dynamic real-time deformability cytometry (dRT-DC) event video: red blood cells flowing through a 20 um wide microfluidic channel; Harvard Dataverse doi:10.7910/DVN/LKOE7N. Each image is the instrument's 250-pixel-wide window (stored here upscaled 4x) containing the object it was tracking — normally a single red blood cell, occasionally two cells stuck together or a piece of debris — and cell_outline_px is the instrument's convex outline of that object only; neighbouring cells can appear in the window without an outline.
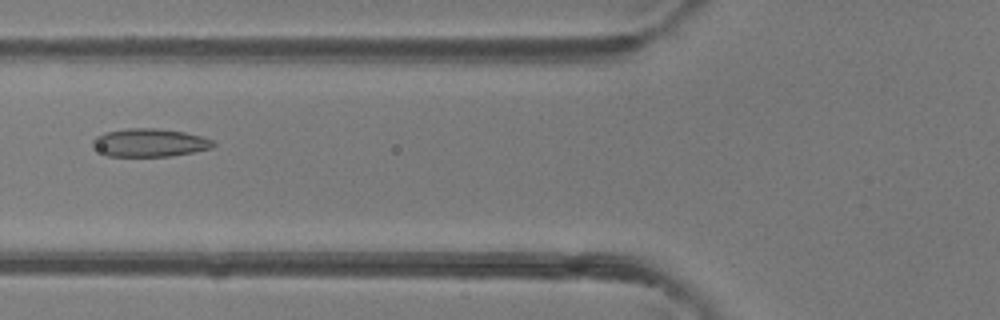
{"species": "common noctule bat (a hibernating species)", "species_latin": "Nyctalus noctula", "temperature_condition": "room temperature", "stored_images_in_passage": 48, "camera_frame_rate_fps": 3000, "um_per_image_px": 0.085, "animal": {"sex": "female"}, "frame": {"image": 1, "passage_image": 19, "time_ms": 6.0, "image_size_px": [1000, 320], "cell_outline_px": [[216, 144], [212, 148], [172, 156], [108, 156], [92, 148], [92, 140], [96, 136], [104, 132], [128, 128], [156, 128], [184, 132], [216, 140]], "centroid_in_image_um": [12.7, 12.12], "position_along_channel_um": 113.1, "area_um2": 19.94}}
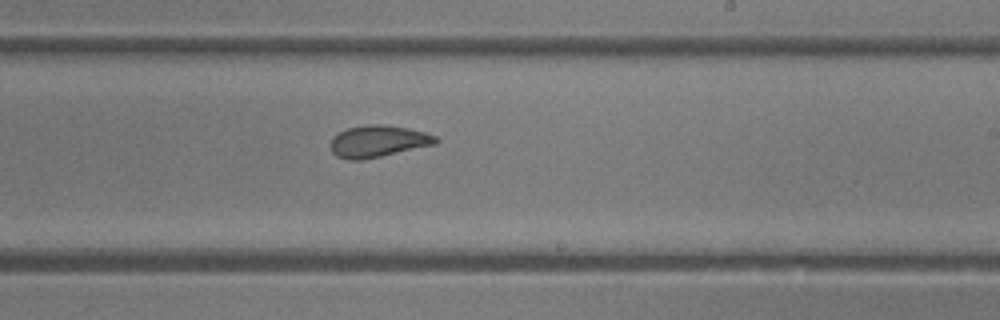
{"frame": {"image": 2, "passage_image": 29, "time_ms": 9.333, "image_size_px": [1000, 320], "cell_outline_px": [[440, 140], [436, 144], [380, 156], [360, 160], [348, 160], [336, 156], [332, 152], [328, 144], [332, 136], [348, 128], [368, 124], [380, 124], [408, 128], [424, 132], [436, 136]], "centroid_in_image_um": [32.1, 12.01], "position_along_channel_um": 256.9, "area_um2": 19.54}}
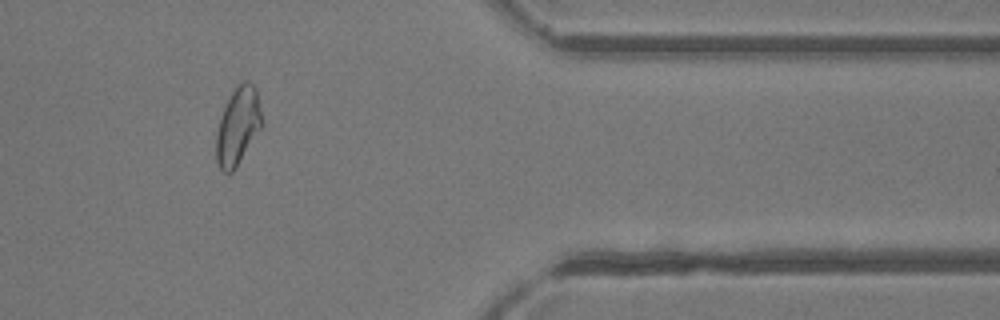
{"frame": {"image": 3, "passage_image": 40, "time_ms": 13.0, "image_size_px": [1000, 320], "cell_outline_px": [[264, 124], [236, 168], [228, 176], [220, 168], [216, 160], [216, 132], [220, 116], [224, 104], [236, 84], [244, 80], [248, 80], [256, 88]], "centroid_in_image_um": [20.22, 10.7], "position_along_channel_um": 391.2, "area_um2": 21.21}, "authors_computed_cell_mechanics": {"area_um2": 21.1259, "velocity_mm_per_s": 4.3104, "shape_relaxation_time_tau1_ms": 10.5155, "shape_relaxation_time_tau2_ms": 1.1803, "deformation_change_tau1": 0.2503, "deformation_change_tau2": 0.0653}}